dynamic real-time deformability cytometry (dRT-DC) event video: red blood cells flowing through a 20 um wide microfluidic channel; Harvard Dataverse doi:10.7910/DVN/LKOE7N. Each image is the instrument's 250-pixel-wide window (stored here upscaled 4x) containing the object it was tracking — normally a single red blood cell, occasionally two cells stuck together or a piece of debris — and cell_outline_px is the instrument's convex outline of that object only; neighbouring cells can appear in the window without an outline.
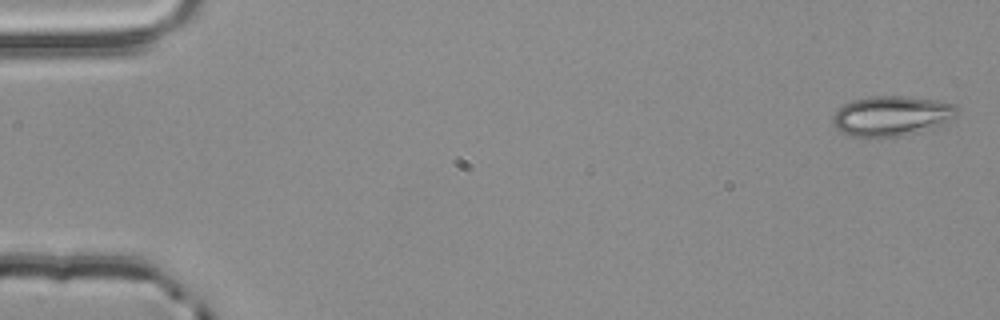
{"species": "common noctule bat (a hibernating species)", "species_latin": "Nyctalus noctula", "temperature_condition": "room temperature", "stored_images_in_passage": 5, "camera_frame_rate_fps": 3000, "um_per_image_px": 0.085, "animal": {"sex": "male", "body_mass_g": 20.4}, "frame": {"image": 1, "passage_image": 1, "time_ms": 0.0, "image_size_px": [1000, 320], "cell_outline_px": [[960, 112], [956, 116], [932, 128], [896, 136], [852, 136], [840, 132], [832, 124], [832, 116], [844, 104], [852, 100], [868, 96], [904, 96], [936, 100], [952, 104]], "centroid_in_image_um": [75.74, 9.83], "position_along_channel_um": 9.3, "area_um2": 28.61}}
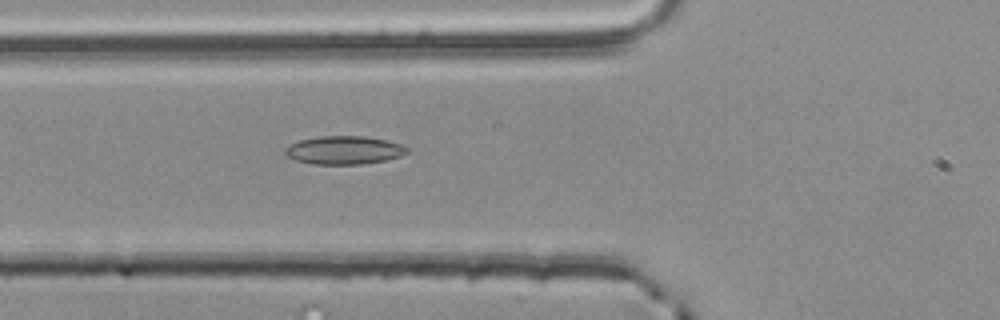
{"frame": {"image": 2, "passage_image": 5, "time_ms": 1.333, "image_size_px": [1000, 320], "cell_outline_px": [[408, 152], [400, 156], [388, 160], [360, 164], [312, 164], [296, 160], [288, 156], [284, 152], [284, 148], [300, 140], [320, 136], [364, 136], [388, 140], [400, 144], [408, 148]], "centroid_in_image_um": [29.27, 12.76], "position_along_channel_um": 96.5, "area_um2": 20.06}}